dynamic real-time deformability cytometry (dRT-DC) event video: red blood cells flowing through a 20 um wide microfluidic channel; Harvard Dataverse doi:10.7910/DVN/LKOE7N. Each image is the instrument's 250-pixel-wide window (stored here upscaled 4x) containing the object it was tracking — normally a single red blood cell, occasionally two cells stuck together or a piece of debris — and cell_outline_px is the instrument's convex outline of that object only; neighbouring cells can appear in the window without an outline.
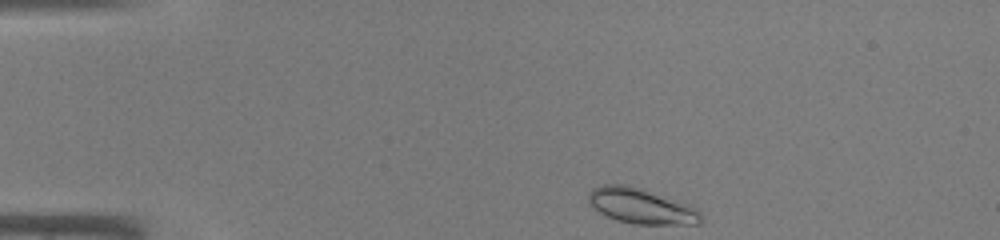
{"species": "common noctule bat (a hibernating species)", "species_latin": "Nyctalus noctula", "temperature_condition": "warm", "stored_images_in_passage": 37, "camera_frame_rate_fps": 3000, "um_per_image_px": 0.085, "animal": {"sex": "male", "body_mass_g": 19.0, "forearm_length_mm": 50.8}, "frame": {"image": 1, "passage_image": 1, "time_ms": 0.0, "image_size_px": [1000, 240], "cell_outline_px": [[700, 224], [636, 224], [616, 220], [600, 212], [588, 200], [588, 196], [592, 188], [604, 184], [624, 184], [640, 188], [688, 208], [696, 212], [700, 216]], "centroid_in_image_um": [54.34, 17.52], "position_along_channel_um": 30.7, "area_um2": 21.73}}
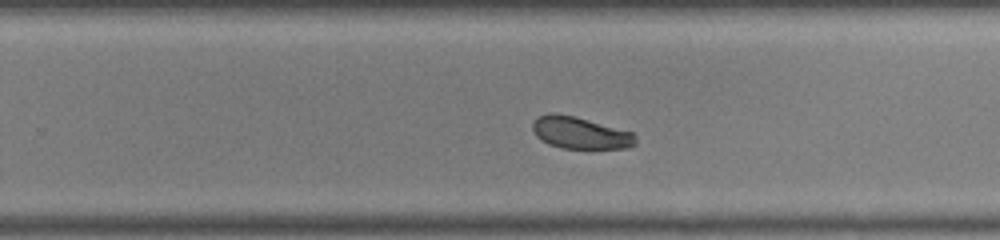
{"frame": {"image": 2, "passage_image": 22, "time_ms": 7.0, "image_size_px": [1000, 240], "cell_outline_px": [[636, 144], [632, 148], [560, 148], [548, 144], [540, 140], [536, 136], [532, 128], [532, 124], [540, 116], [548, 112], [552, 112], [576, 116], [632, 132], [636, 136]], "centroid_in_image_um": [49.32, 11.29], "position_along_channel_um": 280.5, "area_um2": 19.31}}
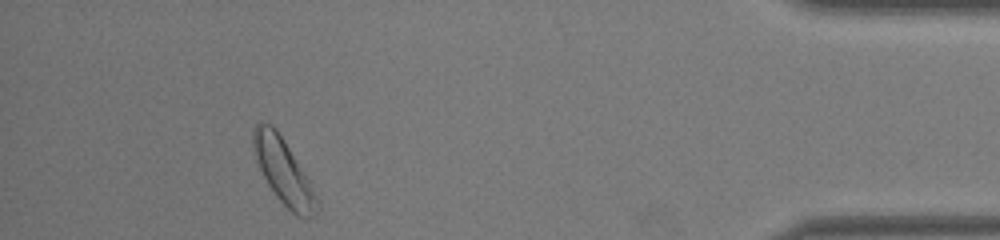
{"frame": {"image": 3, "passage_image": 34, "time_ms": 11.0, "image_size_px": [1000, 240], "cell_outline_px": [[320, 208], [312, 216], [296, 216], [276, 196], [268, 184], [260, 168], [252, 148], [252, 132], [256, 124], [260, 120], [264, 120], [272, 124], [276, 128], [320, 200]], "centroid_in_image_um": [24.07, 14.54], "position_along_channel_um": 411.1, "area_um2": 23.76}}